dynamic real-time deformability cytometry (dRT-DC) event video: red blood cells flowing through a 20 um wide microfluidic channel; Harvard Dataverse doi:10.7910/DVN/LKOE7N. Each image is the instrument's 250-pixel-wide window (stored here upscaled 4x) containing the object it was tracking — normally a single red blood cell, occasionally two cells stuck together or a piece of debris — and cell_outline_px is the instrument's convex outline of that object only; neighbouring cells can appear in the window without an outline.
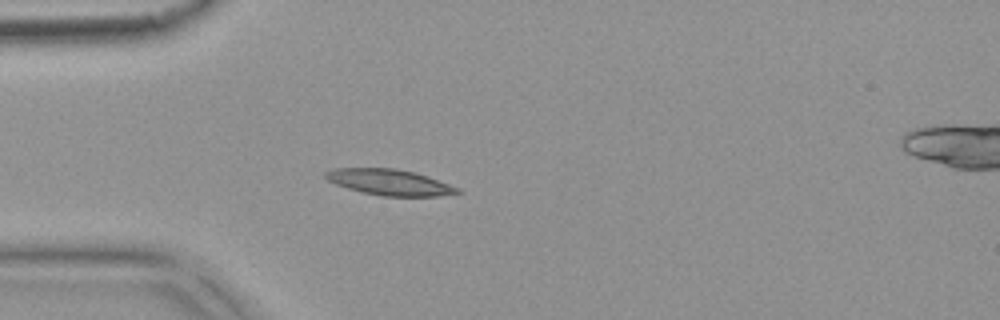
{"species": "common noctule bat (a hibernating species)", "species_latin": "Nyctalus noctula", "temperature_condition": "warm", "stored_images_in_passage": 2, "camera_frame_rate_fps": 3000, "um_per_image_px": 0.085, "animal": {"sex": "female", "body_mass_g": 18.4}, "frame": {"image": 1, "passage_image": 2, "time_ms": 0.333, "image_size_px": [1000, 320], "cell_outline_px": [[464, 192], [440, 196], [380, 196], [360, 192], [336, 184], [328, 180], [324, 176], [324, 172], [332, 168], [392, 168], [412, 172], [428, 176], [460, 188]], "centroid_in_image_um": [33.12, 15.5], "position_along_channel_um": 51.9, "area_um2": 20.0}}